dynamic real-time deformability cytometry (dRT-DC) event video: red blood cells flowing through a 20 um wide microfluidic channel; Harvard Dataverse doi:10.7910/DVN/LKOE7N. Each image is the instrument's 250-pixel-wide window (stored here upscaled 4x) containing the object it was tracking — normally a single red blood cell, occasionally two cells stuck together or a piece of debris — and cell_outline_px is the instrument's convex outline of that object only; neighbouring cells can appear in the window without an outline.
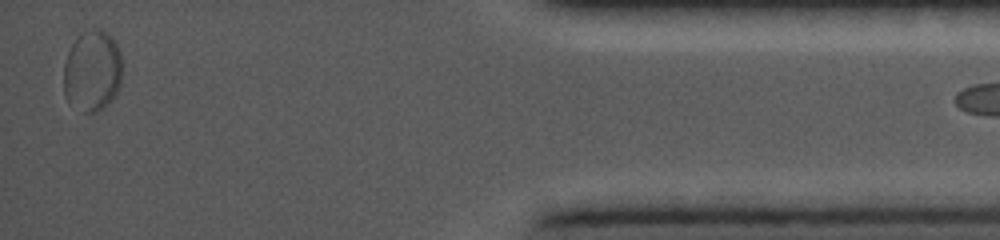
{"species": "common noctule bat (a hibernating species)", "species_latin": "Nyctalus noctula", "temperature_condition": "cold", "stored_images_in_passage": 27, "segment_of_instrument_passage": [2, 2], "camera_frame_rate_fps": 5000, "um_per_image_px": 0.085, "animal": {"sex": "female", "body_mass_g": 19.0, "forearm_length_mm": 56.7}, "frame": {"image": 1, "passage_image": 26, "time_ms": 15.0, "image_size_px": [1000, 240], "cell_outline_px": [[120, 84], [116, 92], [96, 112], [84, 112], [96, 32], [108, 32], [116, 44], [120, 52]], "centroid_in_image_um": [8.76, 6.16], "position_along_channel_um": 426.4, "area_um2": 14.39}}